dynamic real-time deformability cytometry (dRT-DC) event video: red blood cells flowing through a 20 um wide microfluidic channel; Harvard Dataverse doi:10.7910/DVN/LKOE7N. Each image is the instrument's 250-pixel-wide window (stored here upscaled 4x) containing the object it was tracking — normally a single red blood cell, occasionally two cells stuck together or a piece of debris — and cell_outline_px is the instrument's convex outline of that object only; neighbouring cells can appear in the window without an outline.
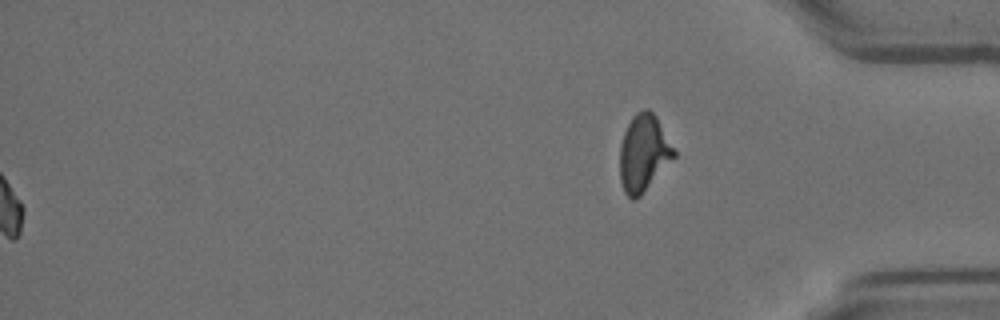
{"species": "Egyptian fruit bat (a non-hibernating species)", "species_latin": "Rousettus aegyptiacus", "temperature_condition": "room temperature", "stored_images_in_passage": 56, "segment_of_instrument_passage": [2, 2], "camera_frame_rate_fps": 3000, "um_per_image_px": 0.085, "animal": {"sex": "female"}, "frame": {"image": 1, "passage_image": 56, "time_ms": 18.333, "image_size_px": [1000, 320], "cell_outline_px": [[676, 156], [640, 196], [636, 200], [632, 200], [624, 192], [620, 180], [620, 144], [624, 132], [632, 116], [636, 112], [644, 108], [648, 108], [656, 116], [676, 152]], "centroid_in_image_um": [54.69, 13.01], "position_along_channel_um": 380.5, "area_um2": 24.22}}